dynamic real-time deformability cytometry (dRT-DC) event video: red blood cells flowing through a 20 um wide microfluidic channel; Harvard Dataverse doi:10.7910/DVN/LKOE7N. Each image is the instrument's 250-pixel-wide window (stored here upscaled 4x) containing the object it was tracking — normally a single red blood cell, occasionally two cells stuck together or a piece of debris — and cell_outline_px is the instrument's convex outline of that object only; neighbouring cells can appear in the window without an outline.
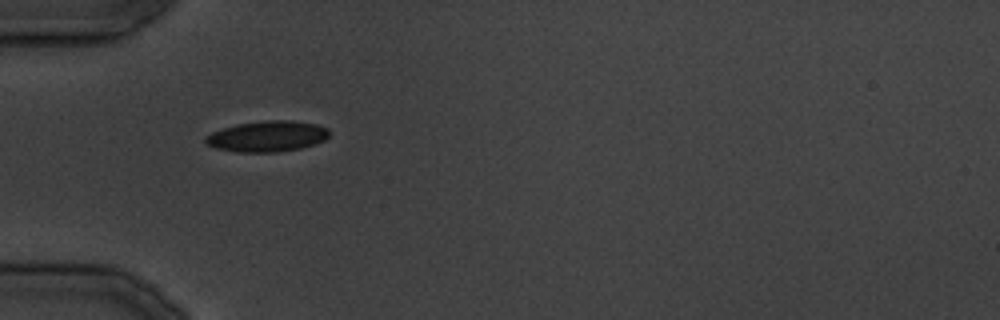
{"species": "common noctule bat (a hibernating species)", "species_latin": "Nyctalus noctula", "temperature_condition": "cold", "stored_images_in_passage": 24, "camera_frame_rate_fps": 3000, "um_per_image_px": 0.085, "animal": {"sex": "male", "body_mass_g": 19.5, "forearm_length_mm": 54.6}, "frame": {"image": 1, "passage_image": 1, "time_ms": 0.0, "image_size_px": [1000, 320], "cell_outline_px": [[332, 132], [324, 140], [300, 148], [276, 152], [236, 152], [216, 148], [204, 144], [204, 136], [212, 132], [236, 124], [268, 120], [292, 120], [316, 124], [328, 128]], "centroid_in_image_um": [22.7, 11.58], "position_along_channel_um": 62.3, "area_um2": 22.31}}
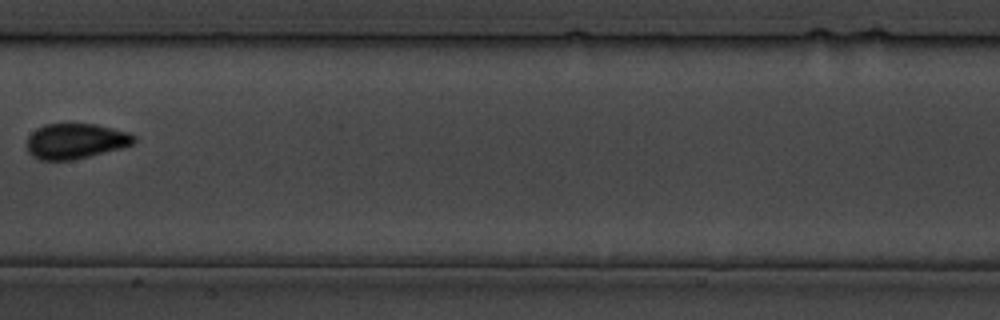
{"frame": {"image": 2, "passage_image": 8, "time_ms": 9.0, "image_size_px": [1000, 320], "cell_outline_px": [[136, 140], [132, 144], [120, 148], [72, 160], [40, 160], [32, 156], [28, 152], [28, 136], [36, 128], [44, 124], [96, 124], [128, 132], [136, 136]], "centroid_in_image_um": [6.41, 11.99], "position_along_channel_um": 201.0, "area_um2": 21.91}}
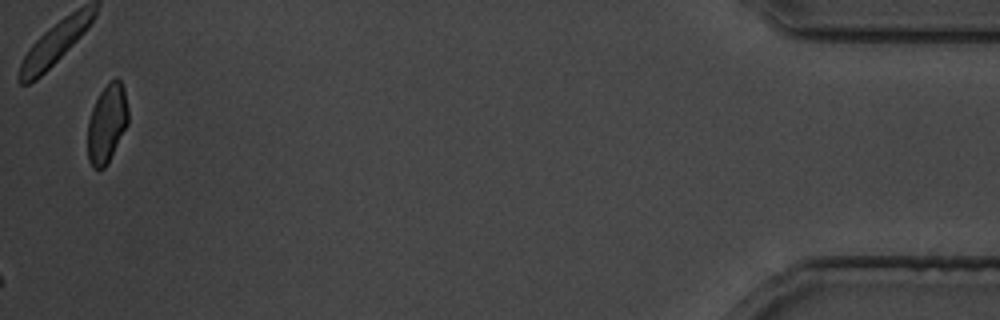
{"frame": {"image": 3, "passage_image": 24, "time_ms": 28.333, "image_size_px": [1000, 320], "cell_outline_px": [[128, 124], [104, 168], [92, 168], [88, 160], [88, 120], [92, 108], [100, 92], [116, 76], [120, 80], [124, 88], [128, 108]], "centroid_in_image_um": [9.09, 10.48], "position_along_channel_um": 426.1, "area_um2": 18.32}}